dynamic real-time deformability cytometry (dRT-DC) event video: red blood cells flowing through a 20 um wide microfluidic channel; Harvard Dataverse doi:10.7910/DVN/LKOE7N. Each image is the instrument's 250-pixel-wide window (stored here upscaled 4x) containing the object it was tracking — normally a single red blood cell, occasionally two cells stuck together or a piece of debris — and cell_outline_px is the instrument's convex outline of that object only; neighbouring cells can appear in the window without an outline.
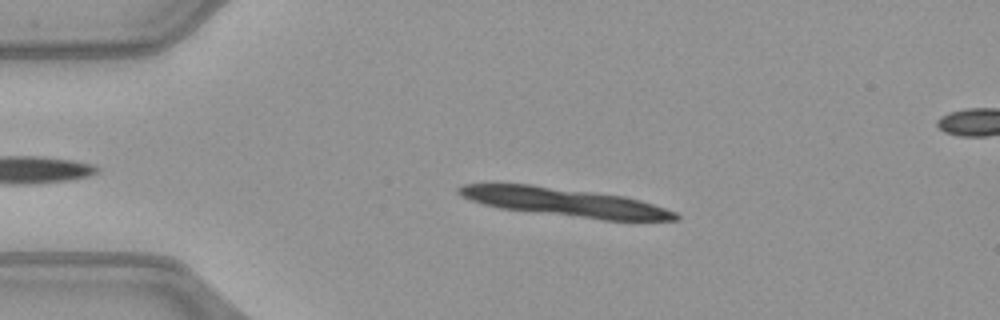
{"species": "common noctule bat (a hibernating species)", "species_latin": "Nyctalus noctula", "temperature_condition": "warm", "stored_images_in_passage": 14, "camera_frame_rate_fps": 3000, "um_per_image_px": 0.085, "animal": {"sex": "female", "body_mass_g": 21.9}, "frame": {"image": 1, "passage_image": 10, "time_ms": 3.0, "image_size_px": [1000, 320], "cell_outline_px": [[680, 220], [604, 220], [500, 208], [484, 204], [460, 196], [456, 192], [456, 188], [460, 184], [488, 180], [532, 184], [624, 196], [640, 200], [676, 212], [680, 216]], "centroid_in_image_um": [47.81, 17.13], "position_along_channel_um": 37.2, "area_um2": 36.7}}